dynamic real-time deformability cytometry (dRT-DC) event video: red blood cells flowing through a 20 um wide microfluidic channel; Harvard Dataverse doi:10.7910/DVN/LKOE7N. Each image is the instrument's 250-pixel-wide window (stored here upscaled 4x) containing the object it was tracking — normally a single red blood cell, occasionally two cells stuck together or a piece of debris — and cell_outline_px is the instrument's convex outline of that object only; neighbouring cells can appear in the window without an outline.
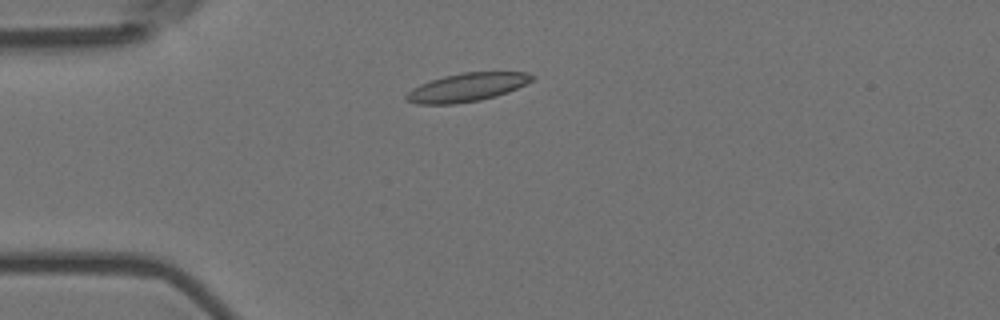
{"species": "Egyptian fruit bat (a non-hibernating species)", "species_latin": "Rousettus aegyptiacus", "temperature_condition": "room temperature", "stored_images_in_passage": 5, "camera_frame_rate_fps": 3000, "um_per_image_px": 0.085, "animal": {"sex": "female"}, "frame": {"image": 1, "passage_image": 3, "time_ms": 0.667, "image_size_px": [1000, 320], "cell_outline_px": [[536, 76], [532, 80], [508, 92], [496, 96], [480, 100], [456, 104], [416, 104], [404, 100], [404, 96], [412, 88], [420, 84], [444, 76], [464, 72], [528, 72]], "centroid_in_image_um": [39.66, 7.43], "position_along_channel_um": 45.3, "area_um2": 20.81}}